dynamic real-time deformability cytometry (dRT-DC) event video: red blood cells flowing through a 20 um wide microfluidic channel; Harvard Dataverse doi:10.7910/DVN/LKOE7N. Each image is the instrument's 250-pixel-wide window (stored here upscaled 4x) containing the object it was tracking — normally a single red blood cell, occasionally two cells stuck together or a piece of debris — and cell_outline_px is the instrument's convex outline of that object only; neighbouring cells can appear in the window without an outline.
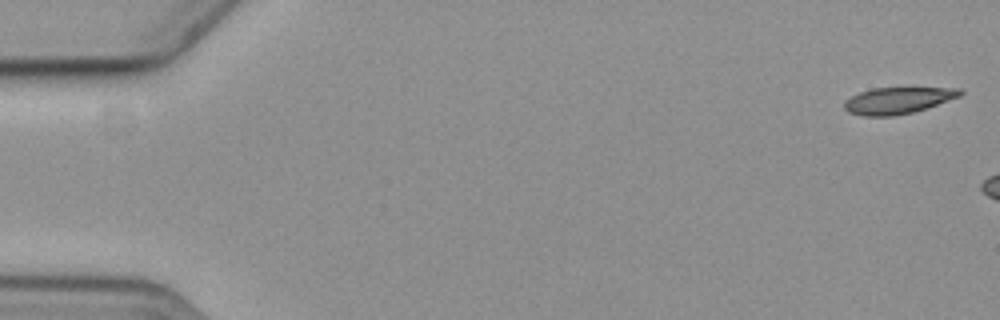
{"species": "common noctule bat (a hibernating species)", "species_latin": "Nyctalus noctula", "temperature_condition": "cold", "stored_images_in_passage": 4, "camera_frame_rate_fps": 3000, "um_per_image_px": 0.085, "animal": {"sex": "female", "body_mass_g": 19.3, "forearm_length_mm": 54.1}, "frame": {"image": 1, "passage_image": 1, "time_ms": 0.0, "image_size_px": [1000, 320], "cell_outline_px": [[964, 92], [960, 96], [928, 108], [912, 112], [892, 116], [864, 116], [848, 112], [844, 108], [844, 100], [860, 92], [872, 88], [908, 84], [960, 88]], "centroid_in_image_um": [76.4, 8.46], "position_along_channel_um": 8.6, "area_um2": 19.13}}